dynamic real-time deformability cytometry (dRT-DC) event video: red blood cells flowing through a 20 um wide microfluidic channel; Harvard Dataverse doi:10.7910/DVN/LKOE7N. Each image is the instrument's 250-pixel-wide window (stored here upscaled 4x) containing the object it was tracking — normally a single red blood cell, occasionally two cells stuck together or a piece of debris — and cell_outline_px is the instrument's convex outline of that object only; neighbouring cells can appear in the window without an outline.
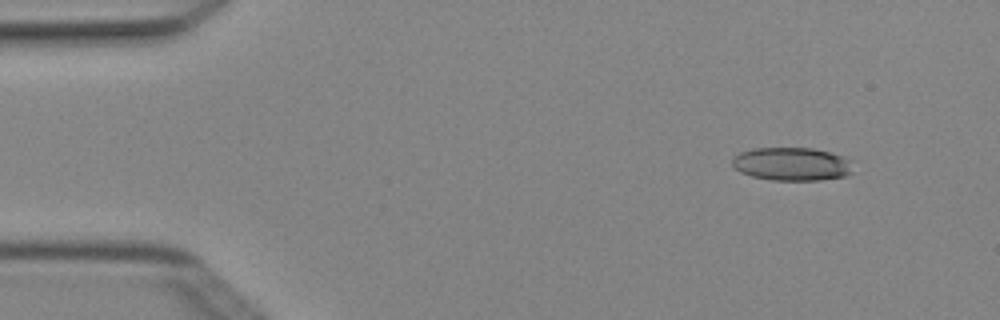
{"species": "Egyptian fruit bat (a non-hibernating species)", "species_latin": "Rousettus aegyptiacus", "temperature_condition": "cold", "stored_images_in_passage": 6, "camera_frame_rate_fps": 3000, "um_per_image_px": 0.085, "animal": {"sex": "female"}, "frame": {"image": 1, "passage_image": 1, "time_ms": 0.0, "image_size_px": [1000, 320], "cell_outline_px": [[852, 172], [848, 176], [820, 180], [772, 180], [752, 176], [740, 172], [732, 164], [732, 160], [740, 152], [752, 148], [812, 148], [844, 156], [848, 160]], "centroid_in_image_um": [67.3, 13.94], "position_along_channel_um": 17.7, "area_um2": 23.29}}
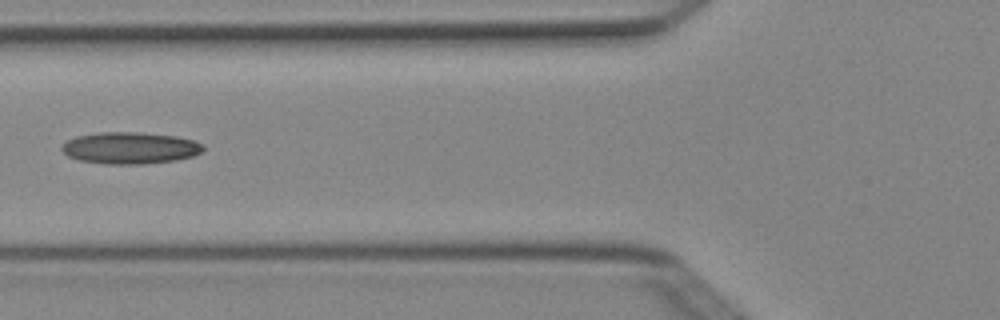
{"frame": {"image": 2, "passage_image": 5, "time_ms": 1.333, "image_size_px": [1000, 320], "cell_outline_px": [[204, 152], [192, 156], [176, 160], [144, 164], [108, 164], [80, 160], [68, 156], [60, 148], [68, 140], [76, 136], [100, 132], [140, 132], [176, 136], [196, 140], [204, 144]], "centroid_in_image_um": [11.11, 12.57], "position_along_channel_um": 114.7, "area_um2": 26.3}}
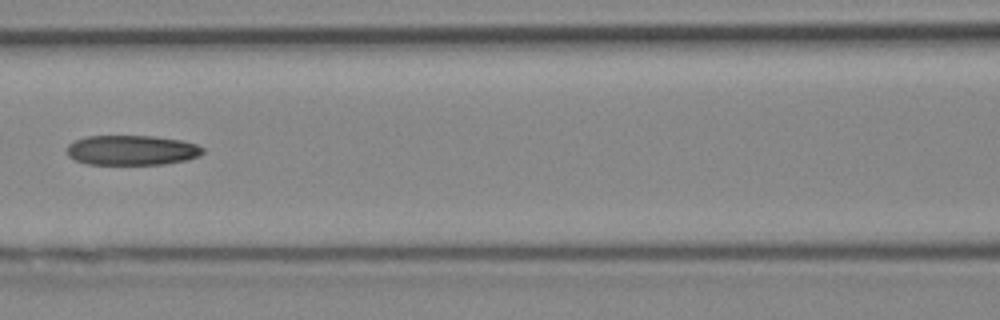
{"frame": {"image": 3, "passage_image": 6, "time_ms": 1.667, "image_size_px": [1000, 320], "cell_outline_px": [[204, 152], [200, 156], [188, 160], [164, 164], [88, 164], [76, 160], [68, 156], [68, 144], [76, 140], [88, 136], [152, 136], [180, 140], [196, 144], [204, 148]], "centroid_in_image_um": [11.24, 12.77], "position_along_channel_um": 155.4, "area_um2": 23.64}}